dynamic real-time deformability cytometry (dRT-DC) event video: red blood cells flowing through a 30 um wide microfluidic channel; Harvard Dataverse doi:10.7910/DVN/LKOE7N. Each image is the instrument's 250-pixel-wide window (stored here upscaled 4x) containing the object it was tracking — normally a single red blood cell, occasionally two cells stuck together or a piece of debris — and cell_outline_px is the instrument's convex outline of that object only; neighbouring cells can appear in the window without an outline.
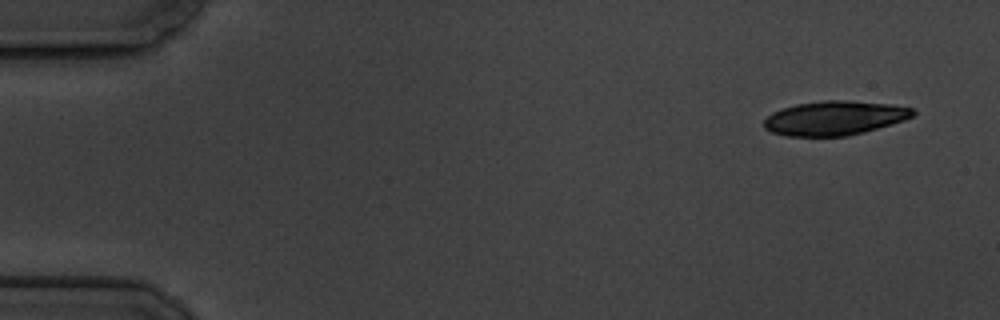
{"species": "common noctule bat (a hibernating species)", "species_latin": "Nyctalus noctula", "temperature_condition": "cold", "stored_images_in_passage": 6, "camera_frame_rate_fps": 3000, "um_per_image_px": 0.085, "animal": {"sex": "male", "body_mass_g": 19.5, "forearm_length_mm": 54.6}, "frame": {"image": 1, "passage_image": 1, "time_ms": 0.0, "image_size_px": [1000, 320], "cell_outline_px": [[916, 112], [912, 116], [904, 120], [864, 132], [848, 136], [788, 136], [772, 132], [764, 128], [764, 120], [772, 112], [780, 108], [796, 104], [824, 100], [840, 100], [892, 104], [916, 108]], "centroid_in_image_um": [70.94, 10.03], "position_along_channel_um": 14.1, "area_um2": 29.77}}